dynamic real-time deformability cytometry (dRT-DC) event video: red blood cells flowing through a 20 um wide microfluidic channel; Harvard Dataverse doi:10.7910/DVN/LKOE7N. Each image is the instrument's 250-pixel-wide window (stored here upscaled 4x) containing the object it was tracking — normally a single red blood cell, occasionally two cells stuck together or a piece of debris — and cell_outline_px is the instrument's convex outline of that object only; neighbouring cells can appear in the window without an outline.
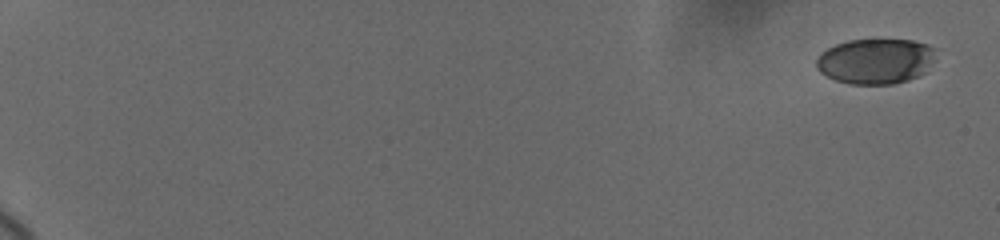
{"species": "human", "species_latin": "Homo sapiens", "temperature_condition": "cold", "stored_images_in_passage": 15, "camera_frame_rate_fps": 3000, "um_per_image_px": 0.085, "donor": {"sex": "female"}, "frame": {"image": 1, "passage_image": 1, "time_ms": 0.0, "image_size_px": [1000, 240], "cell_outline_px": [[932, 60], [924, 72], [908, 80], [892, 84], [848, 84], [836, 80], [820, 72], [816, 68], [816, 60], [828, 48], [836, 44], [848, 40], [912, 40], [928, 44], [932, 48]], "centroid_in_image_um": [74.38, 5.2], "position_along_channel_um": 10.6, "area_um2": 31.04}}
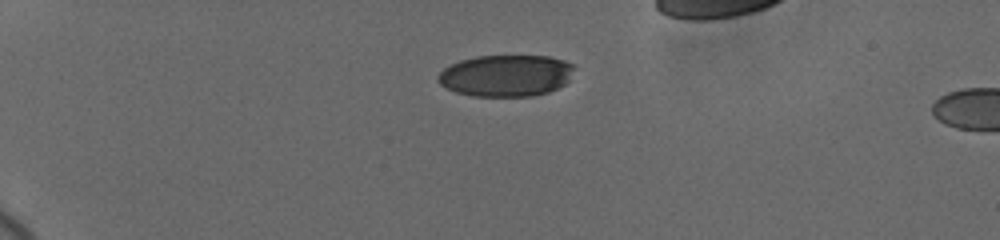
{"frame": {"image": 2, "passage_image": 12, "time_ms": 5.0, "image_size_px": [1000, 240], "cell_outline_px": [[576, 68], [568, 80], [564, 84], [548, 92], [532, 96], [472, 96], [456, 92], [440, 84], [436, 80], [436, 76], [444, 68], [460, 60], [476, 56], [548, 56], [564, 60], [572, 64]], "centroid_in_image_um": [43.0, 6.42], "position_along_channel_um": 42.0, "area_um2": 33.12}}